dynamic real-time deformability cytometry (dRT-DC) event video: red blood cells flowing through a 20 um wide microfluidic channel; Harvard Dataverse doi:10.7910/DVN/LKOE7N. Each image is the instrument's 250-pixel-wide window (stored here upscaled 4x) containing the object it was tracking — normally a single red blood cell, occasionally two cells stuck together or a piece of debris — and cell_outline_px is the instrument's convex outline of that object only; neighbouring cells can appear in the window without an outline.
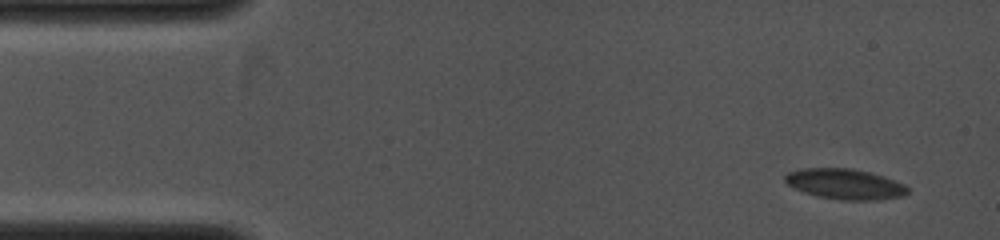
{"species": "common noctule bat (a hibernating species)", "species_latin": "Nyctalus noctula", "temperature_condition": "cold", "stored_images_in_passage": 7, "camera_frame_rate_fps": 4000, "um_per_image_px": 0.085, "animal": {"sex": "female", "body_mass_g": 19.0, "forearm_length_mm": 53.3}, "frame": {"image": 1, "passage_image": 1, "time_ms": 0.0, "image_size_px": [1000, 240], "cell_outline_px": [[908, 192], [904, 196], [880, 200], [840, 200], [816, 196], [804, 192], [788, 184], [784, 180], [784, 176], [788, 172], [804, 168], [852, 168], [884, 176], [904, 184], [908, 188]], "centroid_in_image_um": [71.84, 15.65], "position_along_channel_um": 13.2, "area_um2": 21.79}}
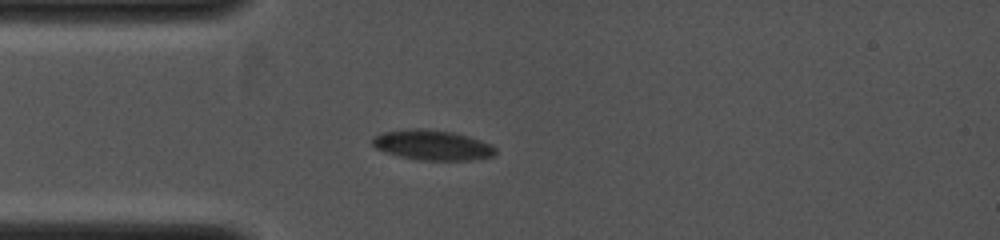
{"frame": {"image": 2, "passage_image": 6, "time_ms": 2.75, "image_size_px": [1000, 240], "cell_outline_px": [[496, 152], [492, 156], [472, 160], [420, 160], [400, 156], [376, 148], [372, 144], [372, 136], [380, 132], [412, 128], [424, 128], [452, 132], [468, 136], [492, 144], [496, 148]], "centroid_in_image_um": [36.74, 12.32], "position_along_channel_um": 48.3, "area_um2": 21.62}}